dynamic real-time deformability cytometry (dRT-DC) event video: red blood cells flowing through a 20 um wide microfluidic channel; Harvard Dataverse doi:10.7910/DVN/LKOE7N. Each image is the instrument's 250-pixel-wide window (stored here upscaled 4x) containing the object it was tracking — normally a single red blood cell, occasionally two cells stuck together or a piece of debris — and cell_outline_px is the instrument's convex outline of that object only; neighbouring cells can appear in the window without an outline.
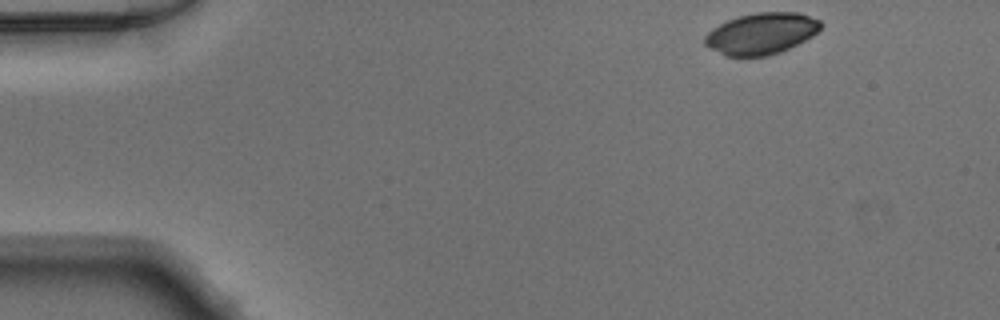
{"species": "Egyptian fruit bat (a non-hibernating species)", "species_latin": "Rousettus aegyptiacus", "temperature_condition": "warm", "stored_images_in_passage": 45, "camera_frame_rate_fps": 3000, "um_per_image_px": 0.085, "animal": {"sex": "male"}, "frame": {"image": 1, "passage_image": 1, "time_ms": 0.0, "image_size_px": [1000, 320], "cell_outline_px": [[824, 24], [812, 36], [780, 52], [768, 56], [724, 56], [704, 44], [704, 36], [712, 28], [728, 20], [740, 16], [756, 12], [800, 12], [820, 20]], "centroid_in_image_um": [64.71, 2.85], "position_along_channel_um": 20.3, "area_um2": 27.92}}
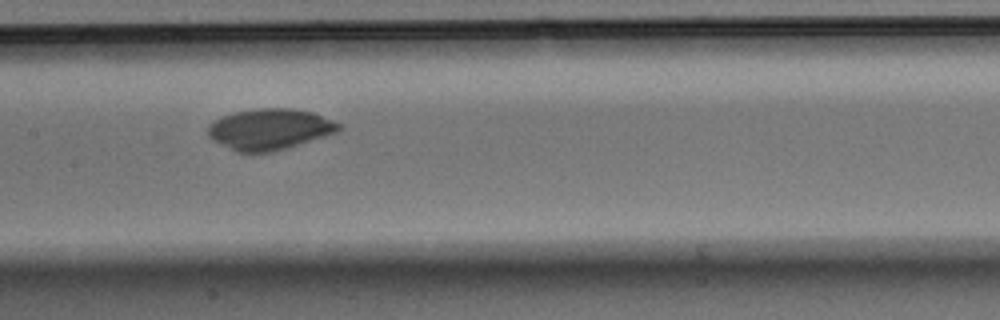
{"frame": {"image": 2, "passage_image": 20, "time_ms": 6.333, "image_size_px": [1000, 320], "cell_outline_px": [[340, 128], [336, 132], [288, 148], [272, 152], [236, 152], [212, 140], [208, 136], [208, 124], [232, 112], [256, 108], [296, 108], [312, 112], [332, 120], [340, 124]], "centroid_in_image_um": [22.89, 10.98], "position_along_channel_um": 184.5, "area_um2": 31.21}}
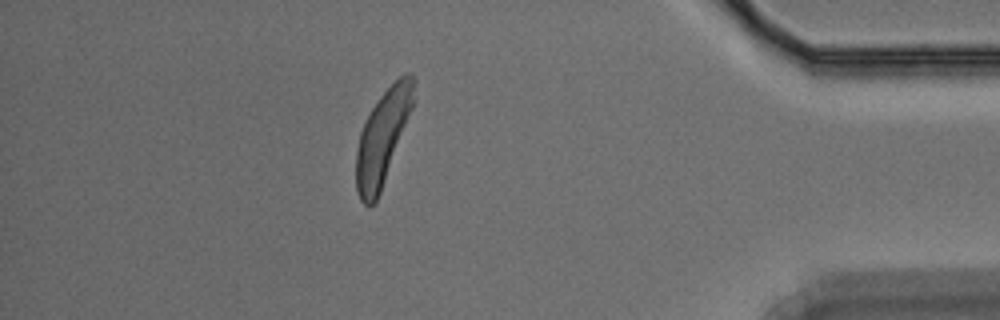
{"frame": {"image": 3, "passage_image": 39, "time_ms": 12.667, "image_size_px": [1000, 320], "cell_outline_px": [[416, 100], [380, 192], [376, 200], [368, 208], [360, 200], [356, 188], [356, 148], [360, 132], [372, 108], [380, 96], [404, 72], [412, 72], [416, 80]], "centroid_in_image_um": [32.56, 11.6], "position_along_channel_um": 402.6, "area_um2": 31.56}}